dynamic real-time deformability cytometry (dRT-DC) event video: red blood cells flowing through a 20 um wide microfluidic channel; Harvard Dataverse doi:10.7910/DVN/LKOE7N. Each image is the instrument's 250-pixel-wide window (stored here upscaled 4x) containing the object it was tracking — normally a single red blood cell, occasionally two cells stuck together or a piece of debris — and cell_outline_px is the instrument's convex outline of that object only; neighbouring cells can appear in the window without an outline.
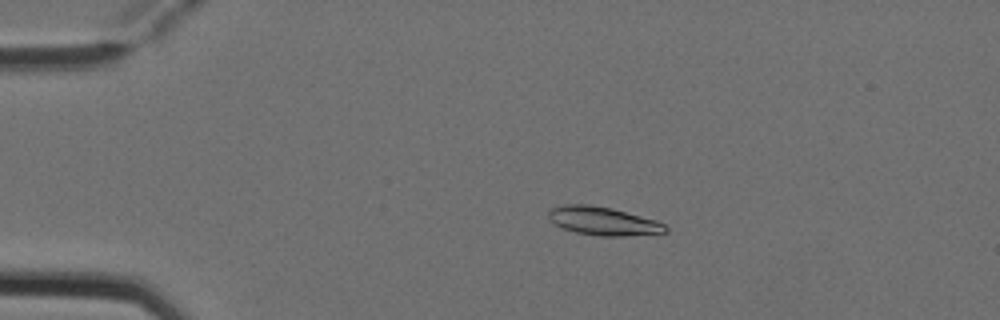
{"species": "Egyptian fruit bat (a non-hibernating species)", "species_latin": "Rousettus aegyptiacus", "temperature_condition": "cold", "stored_images_in_passage": 5, "camera_frame_rate_fps": 3000, "um_per_image_px": 0.085, "animal": {"sex": "female"}, "frame": {"image": 1, "passage_image": 3, "time_ms": 0.667, "image_size_px": [1000, 320], "cell_outline_px": [[668, 232], [624, 236], [600, 236], [576, 232], [564, 228], [556, 224], [548, 216], [548, 212], [552, 208], [564, 204], [592, 204], [612, 208], [656, 220], [664, 224], [668, 228]], "centroid_in_image_um": [51.29, 18.78], "position_along_channel_um": 33.7, "area_um2": 19.25}}